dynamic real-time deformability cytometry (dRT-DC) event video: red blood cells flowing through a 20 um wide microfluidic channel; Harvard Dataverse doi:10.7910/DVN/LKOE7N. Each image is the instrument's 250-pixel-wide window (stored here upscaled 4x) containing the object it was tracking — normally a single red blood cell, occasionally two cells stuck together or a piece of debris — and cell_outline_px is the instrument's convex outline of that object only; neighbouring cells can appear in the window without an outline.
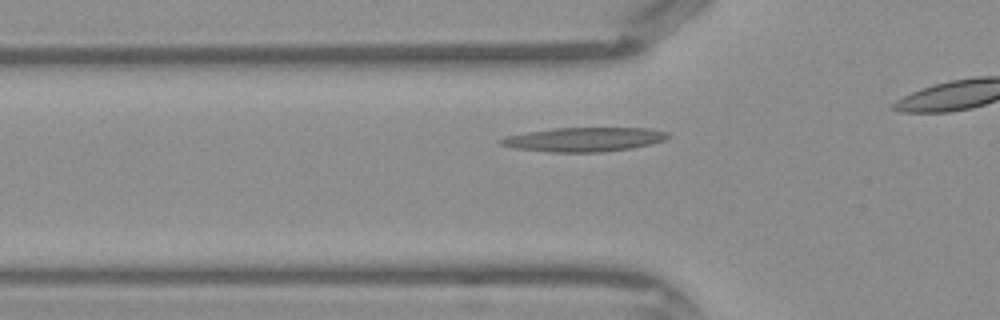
{"species": "Egyptian fruit bat (a non-hibernating species)", "species_latin": "Rousettus aegyptiacus", "temperature_condition": "warm", "stored_images_in_passage": 29, "camera_frame_rate_fps": 3000, "um_per_image_px": 0.085, "frame": {"image": 1, "passage_image": 8, "time_ms": 2.333, "image_size_px": [1000, 320], "cell_outline_px": [[672, 136], [664, 140], [652, 144], [632, 148], [600, 152], [552, 152], [512, 148], [500, 144], [500, 140], [508, 136], [528, 132], [552, 128], [648, 128], [668, 132]], "centroid_in_image_um": [49.7, 11.85], "position_along_channel_um": 76.1, "area_um2": 23.47}}
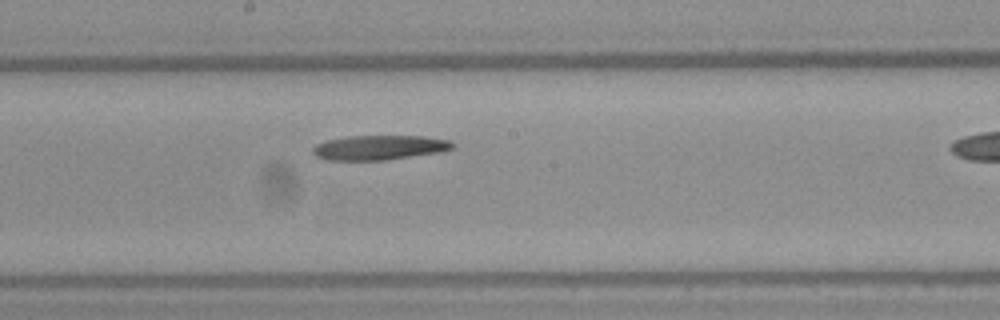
{"frame": {"image": 2, "passage_image": 17, "time_ms": 5.333, "image_size_px": [1000, 320], "cell_outline_px": [[456, 144], [452, 148], [440, 152], [384, 160], [328, 160], [316, 156], [312, 152], [312, 148], [316, 144], [328, 140], [348, 136], [424, 136], [448, 140]], "centroid_in_image_um": [32.23, 12.54], "position_along_channel_um": 216.0, "area_um2": 19.94}}
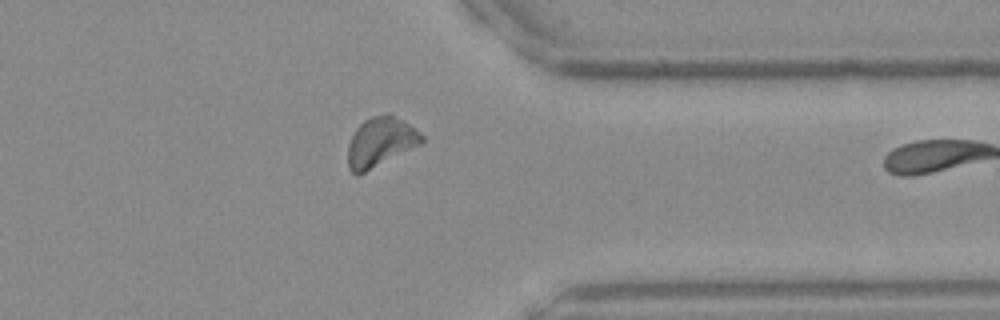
{"frame": {"image": 3, "passage_image": 28, "time_ms": 9.0, "image_size_px": [1000, 320], "cell_outline_px": [[424, 140], [420, 144], [356, 176], [348, 168], [348, 144], [356, 128], [364, 120], [372, 116], [392, 116], [408, 124], [420, 132], [424, 136]], "centroid_in_image_um": [32.3, 12.1], "position_along_channel_um": 379.1, "area_um2": 20.58}}